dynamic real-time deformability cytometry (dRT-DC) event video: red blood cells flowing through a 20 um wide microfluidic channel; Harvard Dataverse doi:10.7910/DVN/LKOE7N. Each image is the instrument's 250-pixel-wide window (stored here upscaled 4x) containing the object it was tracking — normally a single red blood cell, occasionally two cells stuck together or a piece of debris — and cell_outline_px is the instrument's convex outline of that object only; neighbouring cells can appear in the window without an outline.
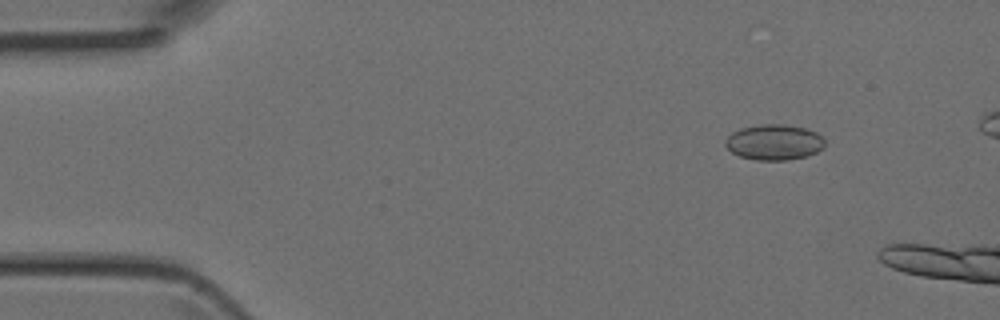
{"species": "Egyptian fruit bat (a non-hibernating species)", "species_latin": "Rousettus aegyptiacus", "temperature_condition": "room temperature", "stored_images_in_passage": 10, "camera_frame_rate_fps": 3000, "um_per_image_px": 0.085, "animal": {"sex": "female"}, "frame": {"image": 1, "passage_image": 6, "time_ms": 1.667, "image_size_px": [1000, 320], "cell_outline_px": [[824, 148], [808, 156], [788, 160], [756, 160], [740, 156], [732, 152], [724, 144], [724, 140], [732, 132], [740, 128], [760, 124], [784, 124], [804, 128], [816, 132], [824, 136]], "centroid_in_image_um": [65.81, 12.08], "position_along_channel_um": 19.2, "area_um2": 20.81}}